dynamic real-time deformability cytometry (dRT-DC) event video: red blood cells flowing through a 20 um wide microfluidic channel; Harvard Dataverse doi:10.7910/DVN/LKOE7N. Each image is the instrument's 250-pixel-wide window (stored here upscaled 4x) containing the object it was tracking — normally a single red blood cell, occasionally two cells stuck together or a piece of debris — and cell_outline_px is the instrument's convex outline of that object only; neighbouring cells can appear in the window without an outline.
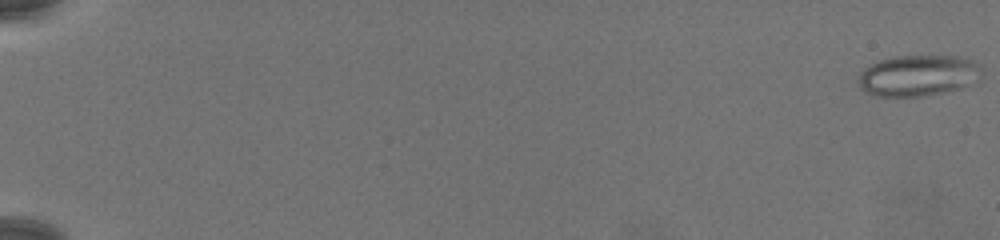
{"species": "common noctule bat (a hibernating species)", "species_latin": "Nyctalus noctula", "temperature_condition": "warm", "stored_images_in_passage": 79, "camera_frame_rate_fps": 3000, "um_per_image_px": 0.085, "animal": {"sex": "female", "body_mass_g": 19.5, "forearm_length_mm": 54.1}, "frame": {"image": 1, "passage_image": 1, "time_ms": 0.0, "image_size_px": [1000, 240], "cell_outline_px": [[980, 80], [976, 84], [944, 92], [924, 96], [872, 96], [864, 92], [860, 88], [856, 80], [860, 72], [864, 68], [880, 60], [892, 56], [960, 56], [972, 60], [980, 64]], "centroid_in_image_um": [78.04, 6.43], "position_along_channel_um": 7.0, "area_um2": 30.06}}
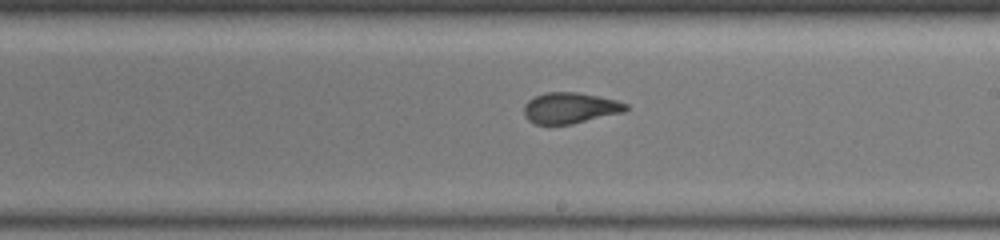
{"frame": {"image": 2, "passage_image": 50, "time_ms": 16.333, "image_size_px": [1000, 240], "cell_outline_px": [[628, 108], [624, 112], [572, 124], [536, 124], [528, 120], [524, 116], [524, 104], [528, 100], [544, 92], [576, 92], [616, 100], [628, 104]], "centroid_in_image_um": [48.44, 9.18], "position_along_channel_um": 240.6, "area_um2": 18.32}}
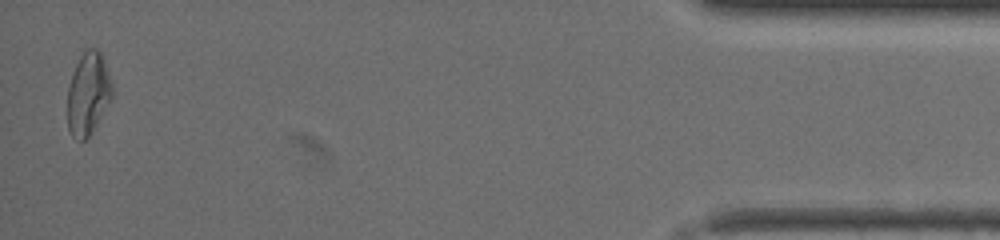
{"frame": {"image": 3, "passage_image": 78, "time_ms": 25.667, "image_size_px": [1000, 240], "cell_outline_px": [[112, 96], [96, 124], [88, 136], [84, 140], [76, 140], [72, 136], [68, 128], [68, 88], [72, 72], [84, 48], [96, 48], [100, 52], [104, 60], [112, 84]], "centroid_in_image_um": [7.47, 7.92], "position_along_channel_um": 427.7, "area_um2": 21.21}}